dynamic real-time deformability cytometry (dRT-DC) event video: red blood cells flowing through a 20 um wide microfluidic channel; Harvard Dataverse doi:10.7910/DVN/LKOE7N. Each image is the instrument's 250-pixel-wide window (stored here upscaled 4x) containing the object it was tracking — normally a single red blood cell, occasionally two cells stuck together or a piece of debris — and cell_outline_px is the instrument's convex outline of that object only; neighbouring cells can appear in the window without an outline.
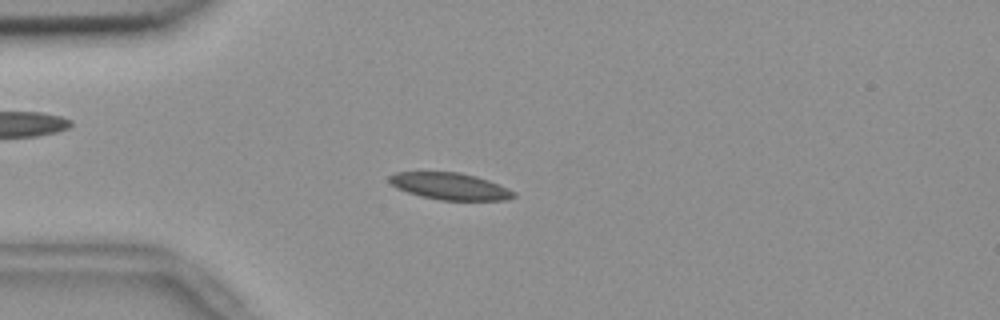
{"species": "common noctule bat (a hibernating species)", "species_latin": "Nyctalus noctula", "temperature_condition": "room temperature", "stored_images_in_passage": 55, "camera_frame_rate_fps": 3000, "um_per_image_px": 0.085, "animal": {"sex": "female", "body_mass_g": 18.4}, "frame": {"image": 1, "passage_image": 14, "time_ms": 4.333, "image_size_px": [1000, 320], "cell_outline_px": [[516, 196], [508, 200], [440, 200], [420, 196], [396, 188], [388, 180], [388, 176], [396, 172], [460, 172], [476, 176], [488, 180], [508, 188], [516, 192]], "centroid_in_image_um": [38.26, 15.83], "position_along_channel_um": 46.7, "area_um2": 19.54}}
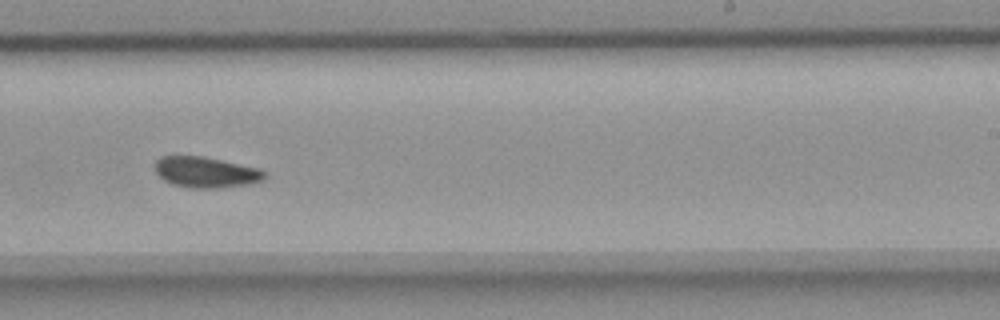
{"frame": {"image": 2, "passage_image": 34, "time_ms": 11.0, "image_size_px": [1000, 320], "cell_outline_px": [[268, 176], [264, 180], [252, 184], [220, 188], [188, 188], [172, 184], [164, 180], [156, 172], [156, 160], [160, 156], [204, 156], [260, 168]], "centroid_in_image_um": [17.55, 14.65], "position_along_channel_um": 271.4, "area_um2": 19.94}}
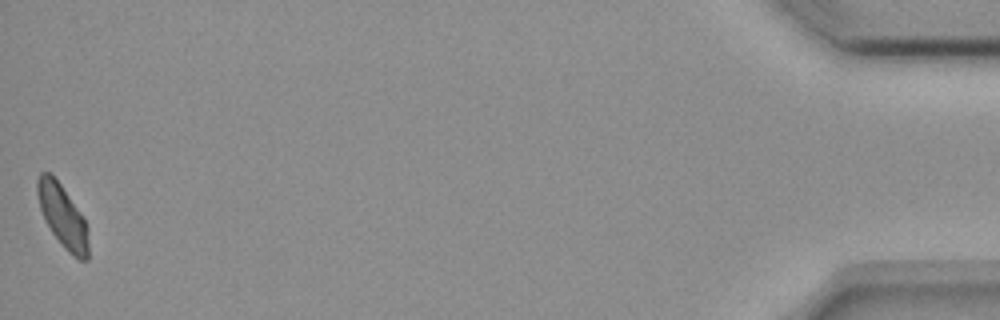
{"frame": {"image": 3, "passage_image": 55, "time_ms": 18.0, "image_size_px": [1000, 320], "cell_outline_px": [[88, 260], [80, 260], [68, 252], [60, 244], [44, 220], [40, 208], [36, 192], [36, 180], [40, 172], [48, 172], [60, 184], [84, 220], [88, 244]], "centroid_in_image_um": [5.27, 18.38], "position_along_channel_um": 429.9, "area_um2": 18.15}, "authors_computed_cell_mechanics": {"area_um2": 19.4786, "velocity_mm_per_s": 3.6189, "shape_relaxation_time_tau1_ms": 4.1755, "shape_relaxation_time_tau2_ms": 1.7541, "deformation_change_tau1": 0.1069, "deformation_change_tau2": 0.0644}}